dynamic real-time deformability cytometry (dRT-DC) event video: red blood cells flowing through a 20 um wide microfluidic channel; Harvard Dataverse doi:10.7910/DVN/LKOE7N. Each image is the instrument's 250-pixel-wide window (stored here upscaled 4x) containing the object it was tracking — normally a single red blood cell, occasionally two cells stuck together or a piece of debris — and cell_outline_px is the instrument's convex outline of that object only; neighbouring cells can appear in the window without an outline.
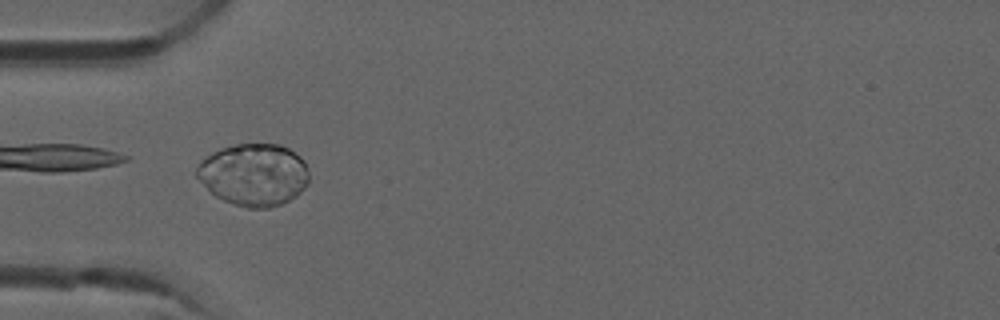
{"species": "common noctule bat (a hibernating species)", "species_latin": "Nyctalus noctula", "temperature_condition": "room temperature", "stored_images_in_passage": 8, "camera_frame_rate_fps": 3000, "um_per_image_px": 0.085, "animal": {"sex": "male", "forearm_length_mm": 52.5}, "frame": {"image": 1, "passage_image": 3, "time_ms": 0.667, "image_size_px": [1000, 320], "cell_outline_px": [[308, 184], [296, 196], [280, 204], [268, 208], [248, 208], [224, 200], [216, 196], [196, 176], [196, 168], [200, 160], [212, 152], [236, 144], [280, 144], [288, 148], [300, 156], [304, 160], [308, 172]], "centroid_in_image_um": [21.59, 14.83], "position_along_channel_um": 63.4, "area_um2": 40.52}}
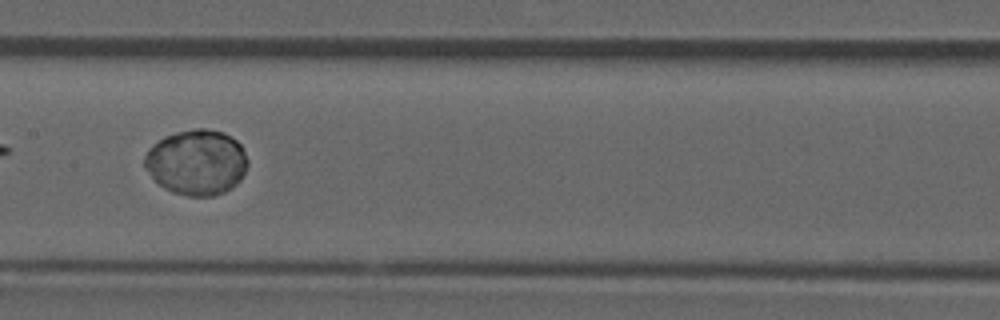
{"frame": {"image": 2, "passage_image": 6, "time_ms": 1.667, "image_size_px": [1000, 320], "cell_outline_px": [[248, 164], [240, 180], [236, 184], [224, 192], [216, 196], [188, 196], [172, 192], [164, 188], [148, 172], [144, 164], [144, 156], [148, 148], [164, 136], [176, 132], [196, 128], [204, 128], [224, 132], [236, 140], [240, 144], [248, 160]], "centroid_in_image_um": [16.71, 13.79], "position_along_channel_um": 190.7, "area_um2": 39.36}}
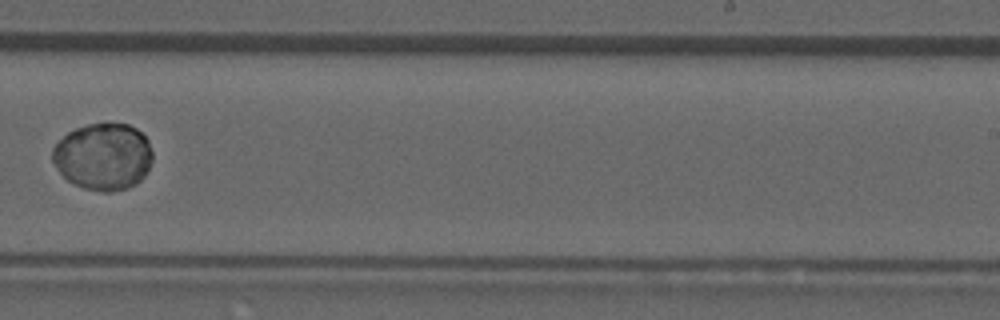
{"frame": {"image": 3, "passage_image": 8, "time_ms": 2.333, "image_size_px": [1000, 320], "cell_outline_px": [[152, 160], [144, 176], [136, 184], [128, 188], [112, 192], [100, 192], [84, 188], [68, 180], [60, 172], [52, 160], [52, 148], [68, 132], [76, 128], [88, 124], [128, 124], [136, 128], [148, 140], [152, 152]], "centroid_in_image_um": [8.78, 13.32], "position_along_channel_um": 280.2, "area_um2": 38.9}}